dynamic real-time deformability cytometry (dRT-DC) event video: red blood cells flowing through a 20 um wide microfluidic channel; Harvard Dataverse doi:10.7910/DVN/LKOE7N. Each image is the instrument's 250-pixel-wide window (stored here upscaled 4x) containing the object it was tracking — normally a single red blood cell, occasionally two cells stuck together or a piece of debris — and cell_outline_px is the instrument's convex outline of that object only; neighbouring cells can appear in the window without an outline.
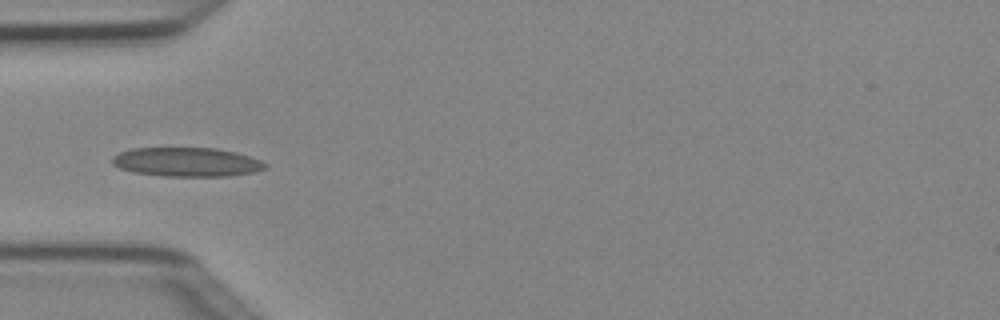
{"species": "Egyptian fruit bat (a non-hibernating species)", "species_latin": "Rousettus aegyptiacus", "temperature_condition": "cold", "stored_images_in_passage": 4, "camera_frame_rate_fps": 3000, "um_per_image_px": 0.085, "animal": {"sex": "female"}, "frame": {"image": 1, "passage_image": 3, "time_ms": 0.667, "image_size_px": [1000, 320], "cell_outline_px": [[268, 168], [256, 172], [228, 176], [164, 176], [132, 172], [120, 168], [112, 164], [112, 156], [120, 152], [132, 148], [216, 148], [236, 152], [260, 160], [268, 164]], "centroid_in_image_um": [15.89, 13.77], "position_along_channel_um": 69.1, "area_um2": 26.07}}
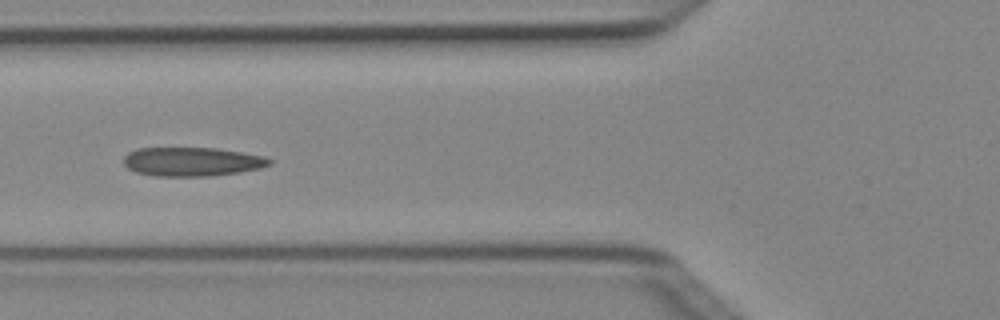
{"frame": {"image": 2, "passage_image": 4, "time_ms": 1.0, "image_size_px": [1000, 320], "cell_outline_px": [[272, 164], [260, 168], [240, 172], [208, 176], [156, 176], [136, 172], [128, 168], [124, 164], [124, 156], [128, 152], [136, 148], [216, 148], [264, 156], [272, 160]], "centroid_in_image_um": [16.31, 13.74], "position_along_channel_um": 109.5, "area_um2": 24.57}}